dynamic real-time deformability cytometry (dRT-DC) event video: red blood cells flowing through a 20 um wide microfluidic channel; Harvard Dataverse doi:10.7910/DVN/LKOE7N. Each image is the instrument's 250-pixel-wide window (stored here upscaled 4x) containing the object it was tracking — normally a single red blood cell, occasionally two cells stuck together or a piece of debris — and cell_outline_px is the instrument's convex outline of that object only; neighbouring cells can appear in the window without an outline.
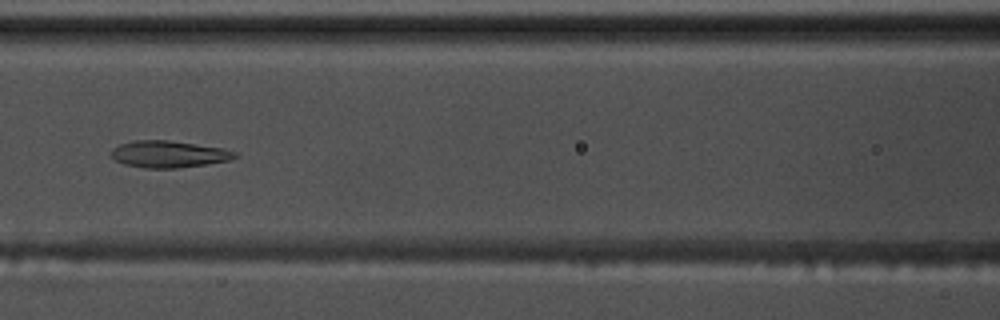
{"species": "common noctule bat (a hibernating species)", "species_latin": "Nyctalus noctula", "temperature_condition": "warm", "stored_images_in_passage": 56, "camera_frame_rate_fps": 3000, "um_per_image_px": 0.085, "animal": {"sex": "male", "body_mass_g": 17.5, "forearm_length_mm": 52.3}, "frame": {"image": 1, "passage_image": 25, "time_ms": 8.0, "image_size_px": [1000, 320], "cell_outline_px": [[240, 156], [228, 160], [204, 164], [176, 168], [144, 168], [124, 164], [116, 160], [112, 156], [112, 148], [120, 144], [136, 140], [168, 140], [224, 148], [236, 152]], "centroid_in_image_um": [14.35, 13.1], "position_along_channel_um": 152.2, "area_um2": 19.19}}
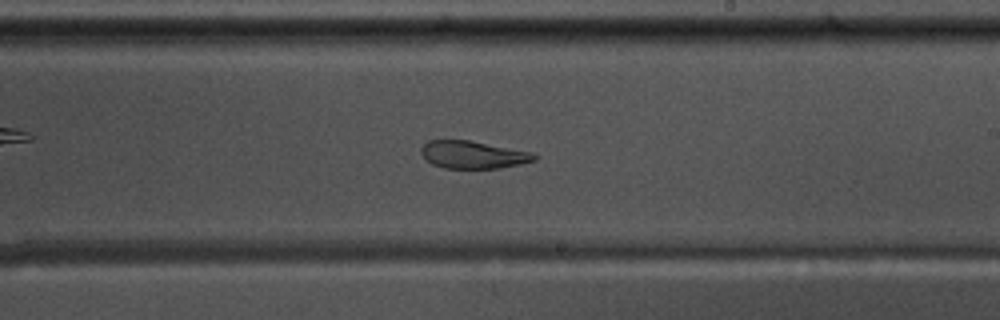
{"frame": {"image": 2, "passage_image": 33, "time_ms": 10.667, "image_size_px": [1000, 320], "cell_outline_px": [[540, 156], [536, 160], [520, 164], [496, 168], [444, 168], [432, 164], [420, 152], [420, 148], [428, 140], [468, 140], [532, 152]], "centroid_in_image_um": [40.22, 13.15], "position_along_channel_um": 248.8, "area_um2": 18.09}}
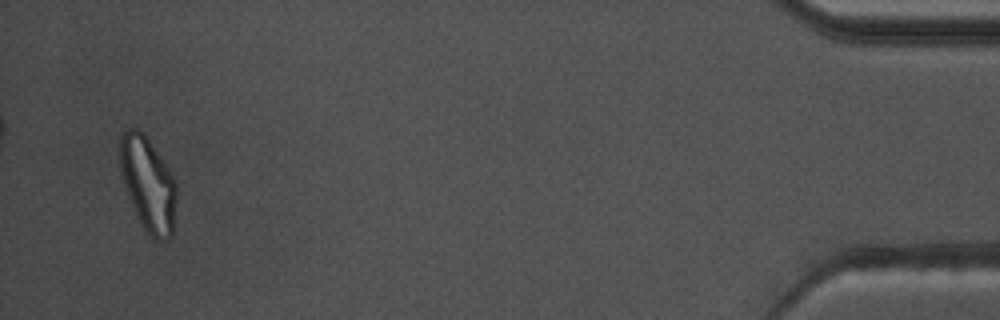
{"frame": {"image": 3, "passage_image": 54, "time_ms": 17.667, "image_size_px": [1000, 320], "cell_outline_px": [[176, 204], [172, 236], [168, 240], [156, 244], [144, 232], [132, 208], [124, 184], [120, 168], [120, 136], [128, 128], [136, 128], [144, 132], [176, 180]], "centroid_in_image_um": [12.59, 15.73], "position_along_channel_um": 422.6, "area_um2": 31.73}, "authors_computed_cell_mechanics": {"area_um2": 24.0159, "velocity_mm_per_s": 3.6423, "shape_relaxation_time_tau1_ms": null, "shape_relaxation_time_tau2_ms": 1.9016, "deformation_change_tau1": null, "deformation_change_tau2": 0.0885}}